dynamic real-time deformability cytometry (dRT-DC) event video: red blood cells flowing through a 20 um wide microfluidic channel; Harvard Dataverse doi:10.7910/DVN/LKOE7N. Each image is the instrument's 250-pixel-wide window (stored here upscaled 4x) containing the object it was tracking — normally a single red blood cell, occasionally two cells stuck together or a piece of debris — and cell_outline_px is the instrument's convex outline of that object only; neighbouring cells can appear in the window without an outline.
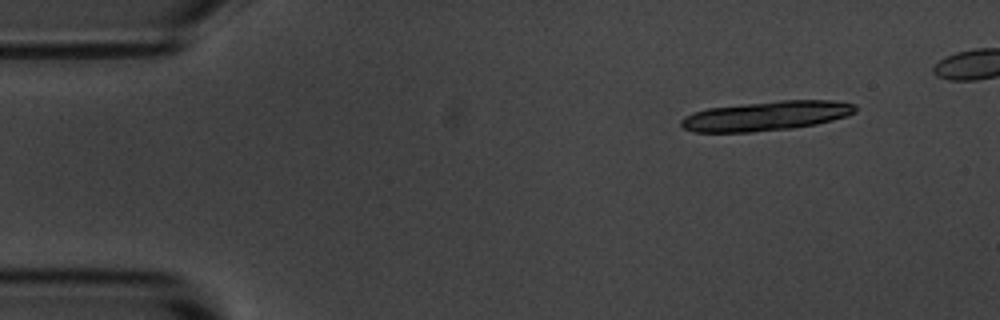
{"species": "common noctule bat (a hibernating species)", "species_latin": "Nyctalus noctula", "temperature_condition": "room temperature", "stored_images_in_passage": 2, "camera_frame_rate_fps": 3000, "um_per_image_px": 0.085, "animal": {"sex": "male", "body_mass_g": 20.1, "forearm_length_mm": 53.5}, "frame": {"image": 1, "passage_image": 2, "time_ms": 1.333, "image_size_px": [1000, 320], "cell_outline_px": [[856, 112], [848, 116], [816, 124], [792, 128], [752, 132], [696, 132], [684, 128], [680, 124], [680, 120], [684, 116], [708, 108], [780, 100], [832, 100], [856, 104]], "centroid_in_image_um": [65.16, 9.85], "position_along_channel_um": 19.8, "area_um2": 29.88}}